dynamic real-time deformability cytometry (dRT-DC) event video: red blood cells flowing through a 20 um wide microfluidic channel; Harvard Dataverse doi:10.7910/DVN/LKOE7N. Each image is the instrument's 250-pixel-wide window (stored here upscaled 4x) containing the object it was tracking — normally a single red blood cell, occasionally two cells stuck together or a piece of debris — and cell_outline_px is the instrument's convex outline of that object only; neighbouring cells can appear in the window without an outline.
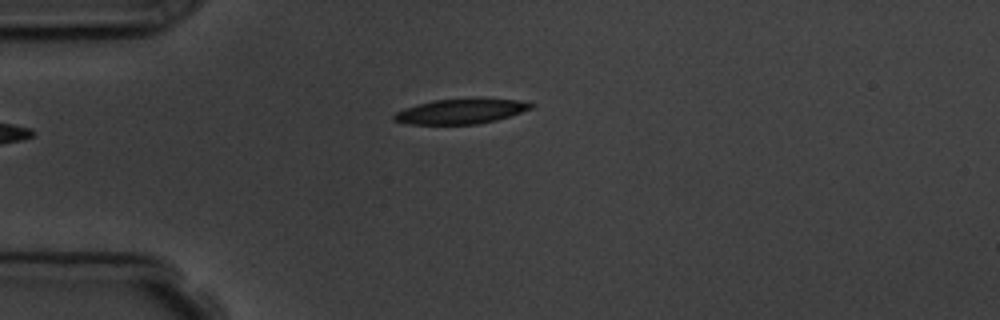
{"species": "common noctule bat (a hibernating species)", "species_latin": "Nyctalus noctula", "temperature_condition": "room temperature", "stored_images_in_passage": 5, "camera_frame_rate_fps": 3000, "um_per_image_px": 0.085, "animal": {"sex": "male", "body_mass_g": 19.5, "forearm_length_mm": 54.6}, "frame": {"image": 1, "passage_image": 5, "time_ms": 4.333, "image_size_px": [1000, 320], "cell_outline_px": [[536, 104], [532, 108], [496, 120], [476, 124], [408, 124], [392, 120], [392, 116], [396, 112], [404, 108], [432, 100], [520, 100]], "centroid_in_image_um": [39.1, 9.49], "position_along_channel_um": 45.9, "area_um2": 19.31}}